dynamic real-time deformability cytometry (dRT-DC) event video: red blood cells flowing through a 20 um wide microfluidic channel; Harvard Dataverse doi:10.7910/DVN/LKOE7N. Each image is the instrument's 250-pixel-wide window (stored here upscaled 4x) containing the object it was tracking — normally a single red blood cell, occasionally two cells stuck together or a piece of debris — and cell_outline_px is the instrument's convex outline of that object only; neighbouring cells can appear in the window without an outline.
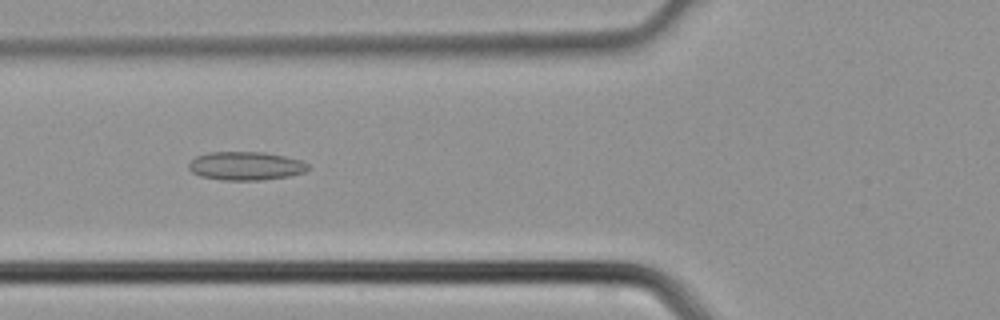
{"species": "common noctule bat (a hibernating species)", "species_latin": "Nyctalus noctula", "temperature_condition": "cold", "stored_images_in_passage": 5, "camera_frame_rate_fps": 3000, "um_per_image_px": 0.085, "animal": {"sex": "male", "body_mass_g": 21.5, "forearm_length_mm": 52.0}, "frame": {"image": 1, "passage_image": 5, "time_ms": 1.333, "image_size_px": [1000, 320], "cell_outline_px": [[308, 168], [304, 172], [288, 176], [260, 180], [224, 180], [200, 176], [192, 172], [188, 168], [188, 164], [196, 156], [208, 152], [264, 152], [284, 156], [300, 160], [308, 164]], "centroid_in_image_um": [20.86, 14.1], "position_along_channel_um": 104.9, "area_um2": 19.71}}